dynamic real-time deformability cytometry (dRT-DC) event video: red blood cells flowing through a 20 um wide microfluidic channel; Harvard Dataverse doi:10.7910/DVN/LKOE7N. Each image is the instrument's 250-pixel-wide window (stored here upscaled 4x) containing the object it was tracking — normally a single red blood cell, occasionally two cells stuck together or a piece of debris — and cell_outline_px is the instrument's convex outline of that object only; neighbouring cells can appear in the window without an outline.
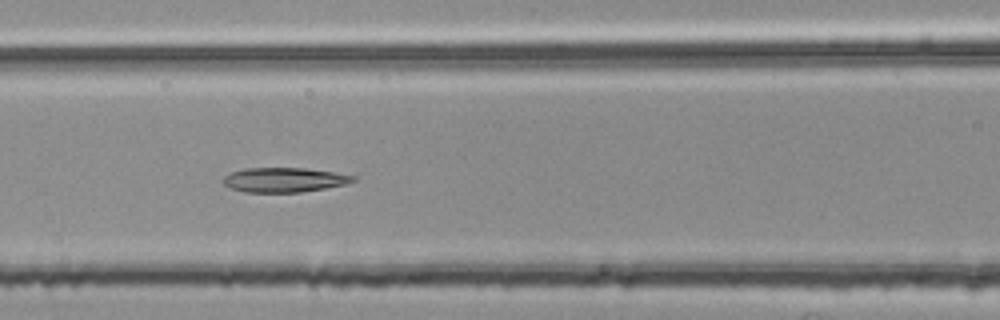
{"species": "common noctule bat (a hibernating species)", "species_latin": "Nyctalus noctula", "temperature_condition": "room temperature", "stored_images_in_passage": 52, "segment_of_instrument_passage": [2, 2], "camera_frame_rate_fps": 3000, "um_per_image_px": 0.085, "animal": {"sex": "female", "body_mass_g": 25.1}, "frame": {"image": 1, "passage_image": 23, "time_ms": 7.333, "image_size_px": [1000, 320], "cell_outline_px": [[356, 180], [344, 184], [324, 188], [300, 192], [244, 192], [232, 188], [224, 184], [220, 180], [224, 176], [232, 172], [244, 168], [308, 168], [356, 176]], "centroid_in_image_um": [24.12, 15.28], "position_along_channel_um": 142.5, "area_um2": 18.5}}
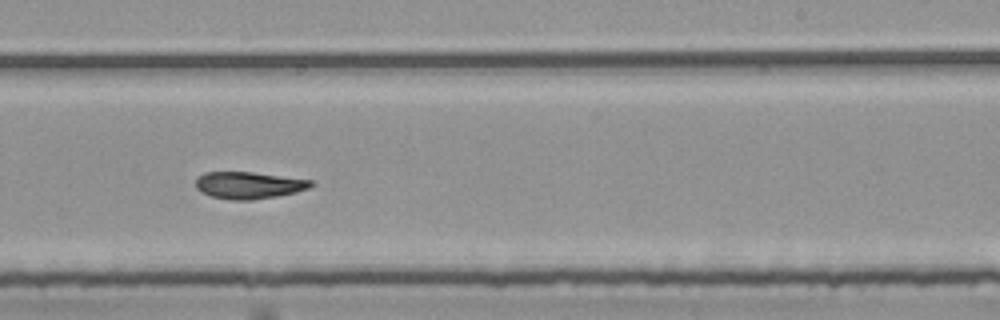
{"frame": {"image": 2, "passage_image": 33, "time_ms": 10.667, "image_size_px": [1000, 320], "cell_outline_px": [[316, 184], [308, 188], [296, 192], [276, 196], [252, 200], [228, 200], [212, 196], [200, 192], [196, 188], [196, 176], [204, 172], [252, 172], [312, 180]], "centroid_in_image_um": [21.12, 15.74], "position_along_channel_um": 267.9, "area_um2": 18.21}}
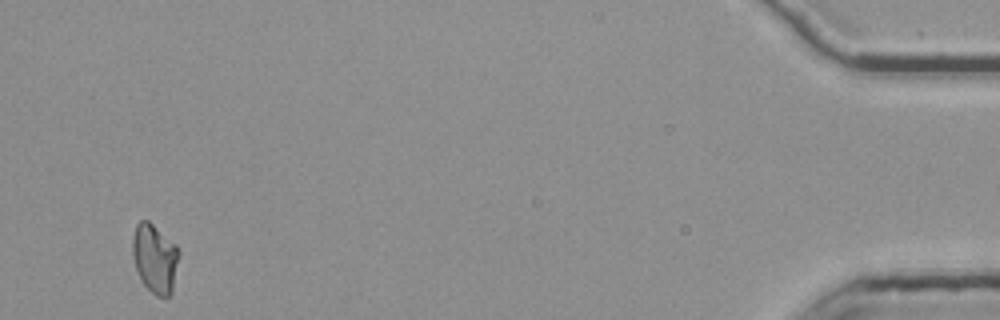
{"frame": {"image": 3, "passage_image": 52, "time_ms": 17.0, "image_size_px": [1000, 320], "cell_outline_px": [[180, 256], [172, 292], [164, 300], [156, 296], [144, 284], [136, 268], [132, 252], [132, 240], [136, 224], [140, 220], [148, 220], [176, 244], [180, 252]], "centroid_in_image_um": [13.19, 21.97], "position_along_channel_um": 422.0, "area_um2": 18.84}}